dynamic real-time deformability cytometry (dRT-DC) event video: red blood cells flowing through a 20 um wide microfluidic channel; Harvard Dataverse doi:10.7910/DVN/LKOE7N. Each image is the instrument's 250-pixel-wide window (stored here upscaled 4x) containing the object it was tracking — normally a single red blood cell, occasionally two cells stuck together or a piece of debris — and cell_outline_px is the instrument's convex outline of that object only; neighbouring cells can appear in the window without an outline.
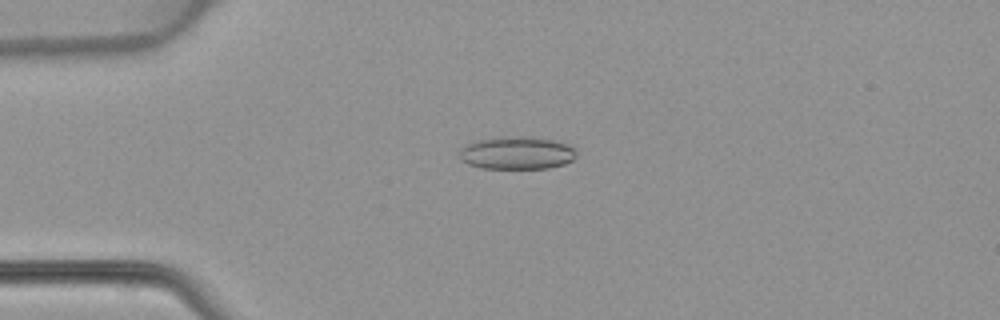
{"species": "common noctule bat (a hibernating species)", "species_latin": "Nyctalus noctula", "temperature_condition": "warm", "stored_images_in_passage": 48, "camera_frame_rate_fps": 3000, "um_per_image_px": 0.085, "animal": {"sex": "female", "body_mass_g": 22.7, "forearm_length_mm": 54.2}, "frame": {"image": 1, "passage_image": 12, "time_ms": 3.667, "image_size_px": [1000, 320], "cell_outline_px": [[576, 156], [572, 160], [564, 164], [548, 168], [480, 168], [468, 164], [460, 160], [460, 148], [464, 144], [476, 140], [500, 136], [532, 136], [552, 140], [568, 144], [576, 148]], "centroid_in_image_um": [43.91, 12.98], "position_along_channel_um": 41.1, "area_um2": 22.72}}
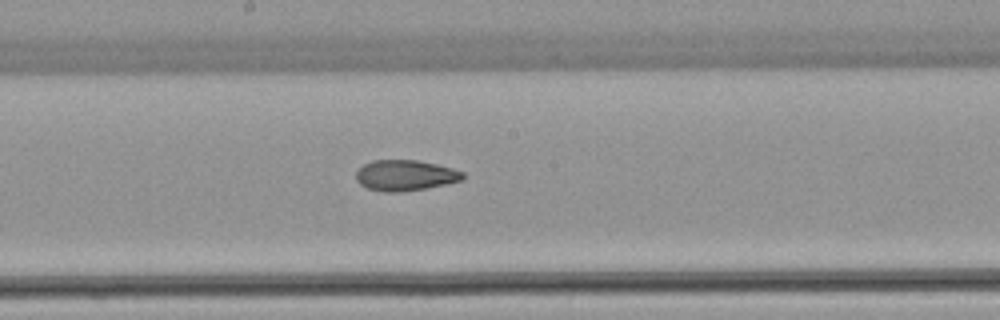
{"frame": {"image": 2, "passage_image": 26, "time_ms": 8.333, "image_size_px": [1000, 320], "cell_outline_px": [[464, 180], [448, 184], [400, 192], [384, 192], [368, 188], [360, 184], [356, 180], [356, 172], [364, 164], [372, 160], [416, 160], [436, 164], [452, 168], [464, 172]], "centroid_in_image_um": [34.46, 14.9], "position_along_channel_um": 213.7, "area_um2": 19.13}}
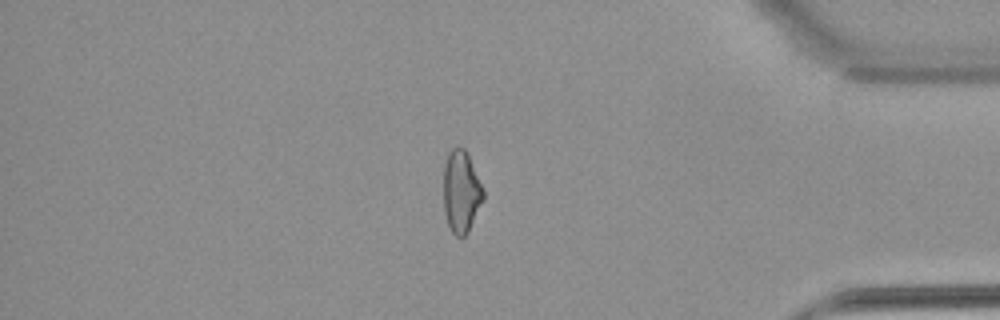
{"frame": {"image": 3, "passage_image": 41, "time_ms": 13.333, "image_size_px": [1000, 320], "cell_outline_px": [[484, 200], [468, 232], [464, 236], [456, 236], [452, 232], [448, 224], [444, 212], [444, 164], [448, 152], [452, 148], [464, 148], [484, 188]], "centroid_in_image_um": [39.21, 16.3], "position_along_channel_um": 396.0, "area_um2": 19.02}}